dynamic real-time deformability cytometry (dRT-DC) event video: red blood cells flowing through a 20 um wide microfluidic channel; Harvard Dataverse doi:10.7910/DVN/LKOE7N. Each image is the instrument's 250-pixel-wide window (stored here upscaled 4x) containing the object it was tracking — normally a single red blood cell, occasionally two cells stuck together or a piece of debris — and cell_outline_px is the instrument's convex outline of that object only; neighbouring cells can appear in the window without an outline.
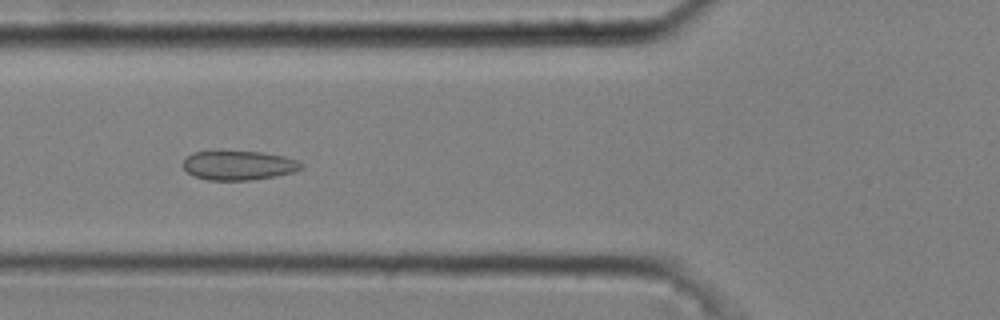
{"species": "common noctule bat (a hibernating species)", "species_latin": "Nyctalus noctula", "temperature_condition": "cold", "stored_images_in_passage": 52, "camera_frame_rate_fps": 3000, "um_per_image_px": 0.085, "animal": {"sex": "male", "body_mass_g": 20.4}, "frame": {"image": 1, "passage_image": 20, "time_ms": 6.333, "image_size_px": [1000, 320], "cell_outline_px": [[304, 168], [292, 172], [276, 176], [248, 180], [208, 180], [196, 176], [188, 172], [184, 168], [184, 160], [192, 152], [216, 148], [260, 152], [284, 156], [296, 160], [304, 164]], "centroid_in_image_um": [20.26, 14.0], "position_along_channel_um": 105.5, "area_um2": 20.81}}
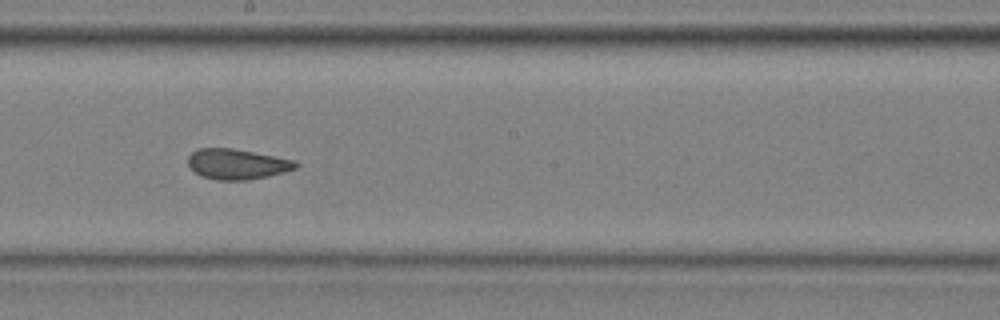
{"frame": {"image": 2, "passage_image": 30, "time_ms": 9.667, "image_size_px": [1000, 320], "cell_outline_px": [[300, 164], [296, 168], [284, 172], [268, 176], [248, 180], [216, 180], [204, 176], [196, 172], [188, 164], [188, 156], [196, 148], [232, 148], [296, 160]], "centroid_in_image_um": [20.17, 13.94], "position_along_channel_um": 228.0, "area_um2": 19.02}}
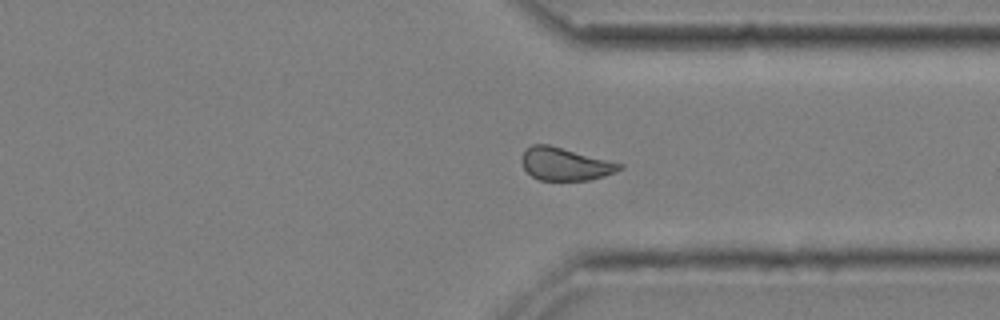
{"frame": {"image": 3, "passage_image": 41, "time_ms": 13.333, "image_size_px": [1000, 320], "cell_outline_px": [[624, 168], [616, 172], [604, 176], [588, 180], [540, 180], [532, 176], [524, 168], [520, 160], [520, 156], [524, 148], [532, 144], [548, 144], [624, 164]], "centroid_in_image_um": [48.01, 13.93], "position_along_channel_um": 363.4, "area_um2": 18.84}, "authors_computed_cell_mechanics": {"area_um2": 19.7387, "velocity_mm_per_s": 3.673, "shape_relaxation_time_tau1_ms": null, "shape_relaxation_time_tau2_ms": 1.489, "deformation_change_tau1": null, "deformation_change_tau2": 0.0633}}